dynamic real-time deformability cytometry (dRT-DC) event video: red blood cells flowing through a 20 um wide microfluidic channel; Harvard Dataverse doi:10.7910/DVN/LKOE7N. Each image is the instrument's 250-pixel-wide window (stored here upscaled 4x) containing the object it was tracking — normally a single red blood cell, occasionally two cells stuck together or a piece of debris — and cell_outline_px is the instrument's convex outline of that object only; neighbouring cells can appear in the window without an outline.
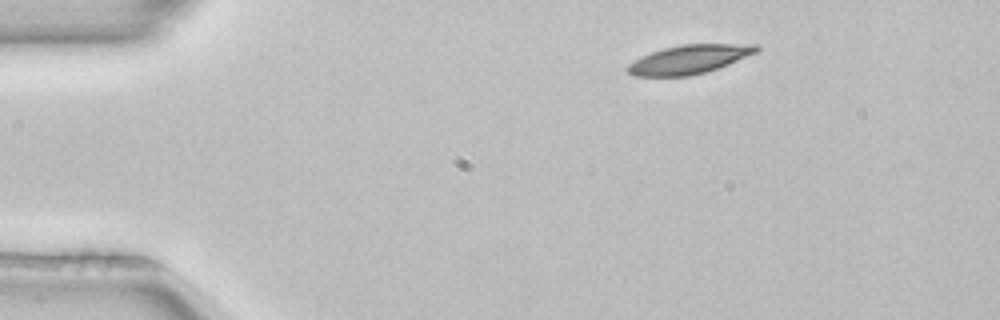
{"species": "common noctule bat (a hibernating species)", "species_latin": "Nyctalus noctula", "temperature_condition": "room temperature", "stored_images_in_passage": 4, "camera_frame_rate_fps": 3000, "um_per_image_px": 0.085, "animal": {"sex": "female", "body_mass_g": 22.7, "forearm_length_mm": 54.2}, "frame": {"image": 1, "passage_image": 1, "time_ms": 0.0, "image_size_px": [1000, 320], "cell_outline_px": [[760, 48], [756, 52], [728, 64], [704, 72], [688, 76], [632, 76], [624, 68], [628, 64], [640, 56], [664, 48], [680, 44], [760, 44]], "centroid_in_image_um": [58.53, 5.04], "position_along_channel_um": 26.5, "area_um2": 21.56}}
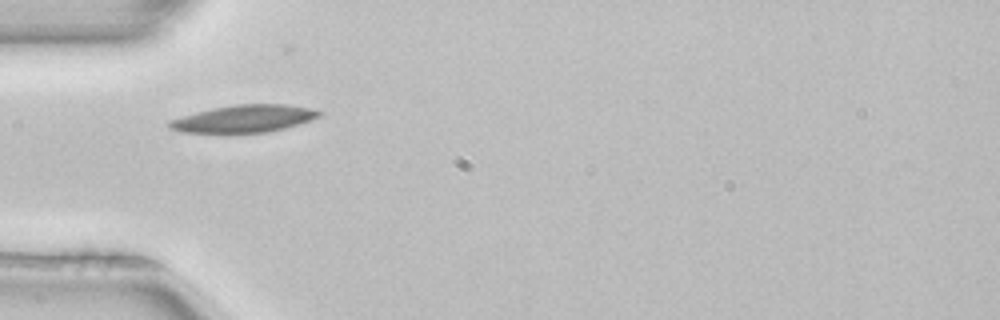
{"frame": {"image": 2, "passage_image": 3, "time_ms": 0.667, "image_size_px": [1000, 320], "cell_outline_px": [[324, 112], [320, 116], [284, 128], [268, 132], [180, 132], [168, 128], [168, 120], [196, 112], [212, 108], [236, 104], [284, 104], [312, 108]], "centroid_in_image_um": [20.72, 10.07], "position_along_channel_um": 64.3, "area_um2": 23.64}}